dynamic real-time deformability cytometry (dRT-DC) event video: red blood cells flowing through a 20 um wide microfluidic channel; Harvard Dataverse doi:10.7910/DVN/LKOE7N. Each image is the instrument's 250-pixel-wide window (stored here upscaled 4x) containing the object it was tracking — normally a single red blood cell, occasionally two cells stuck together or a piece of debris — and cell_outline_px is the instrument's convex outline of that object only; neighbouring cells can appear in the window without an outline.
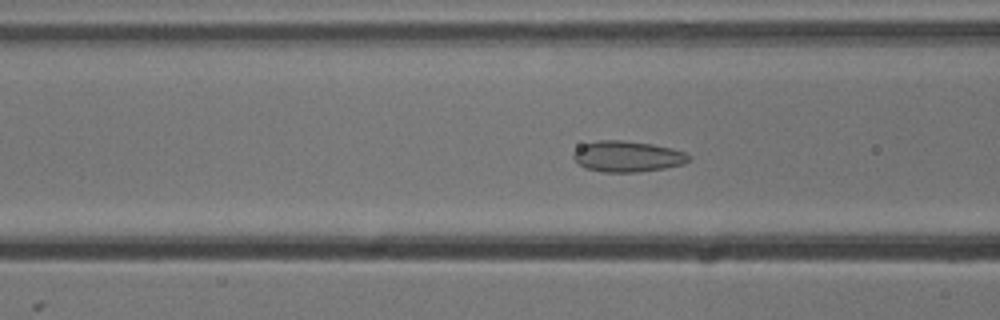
{"species": "common noctule bat (a hibernating species)", "species_latin": "Nyctalus noctula", "temperature_condition": "cold", "stored_images_in_passage": 54, "camera_frame_rate_fps": 3000, "um_per_image_px": 0.085, "animal": {"sex": "male", "body_mass_g": 13.3}, "frame": {"image": 1, "passage_image": 21, "time_ms": 6.667, "image_size_px": [1000, 320], "cell_outline_px": [[692, 160], [684, 164], [664, 168], [640, 172], [604, 172], [584, 168], [572, 156], [572, 152], [576, 148], [584, 144], [600, 140], [624, 140], [652, 144], [672, 148], [684, 152], [692, 156]], "centroid_in_image_um": [53.35, 13.3], "position_along_channel_um": 113.2, "area_um2": 20.98}}
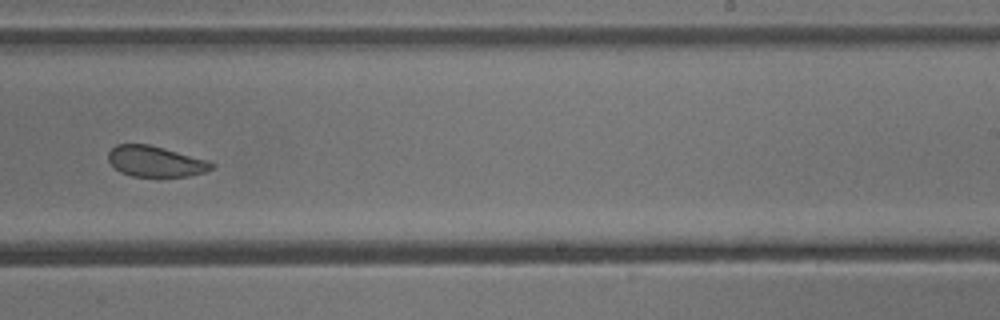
{"frame": {"image": 2, "passage_image": 34, "time_ms": 11.0, "image_size_px": [1000, 320], "cell_outline_px": [[216, 164], [212, 168], [204, 172], [188, 176], [132, 176], [120, 172], [108, 160], [108, 152], [116, 144], [148, 144], [164, 148], [208, 160]], "centroid_in_image_um": [13.21, 13.71], "position_along_channel_um": 275.8, "area_um2": 18.38}}
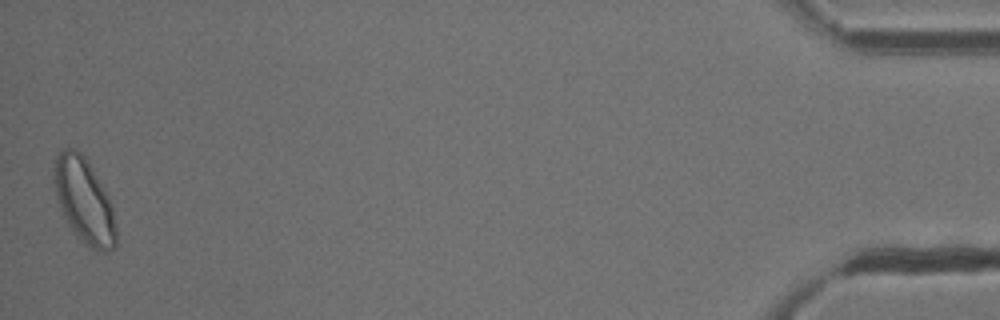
{"frame": {"image": 3, "passage_image": 54, "time_ms": 17.667, "image_size_px": [1000, 320], "cell_outline_px": [[116, 248], [104, 252], [100, 252], [84, 244], [72, 232], [60, 208], [56, 196], [52, 180], [56, 156], [64, 148], [76, 148], [84, 156], [92, 168], [108, 196], [112, 208], [116, 228]], "centroid_in_image_um": [7.13, 17.08], "position_along_channel_um": 428.1, "area_um2": 30.81}, "authors_computed_cell_mechanics": {"area_um2": 22.2819, "velocity_mm_per_s": 3.758, "shape_relaxation_time_tau1_ms": null, "shape_relaxation_time_tau2_ms": 1.1142, "deformation_change_tau1": null, "deformation_change_tau2": 0.0634}}